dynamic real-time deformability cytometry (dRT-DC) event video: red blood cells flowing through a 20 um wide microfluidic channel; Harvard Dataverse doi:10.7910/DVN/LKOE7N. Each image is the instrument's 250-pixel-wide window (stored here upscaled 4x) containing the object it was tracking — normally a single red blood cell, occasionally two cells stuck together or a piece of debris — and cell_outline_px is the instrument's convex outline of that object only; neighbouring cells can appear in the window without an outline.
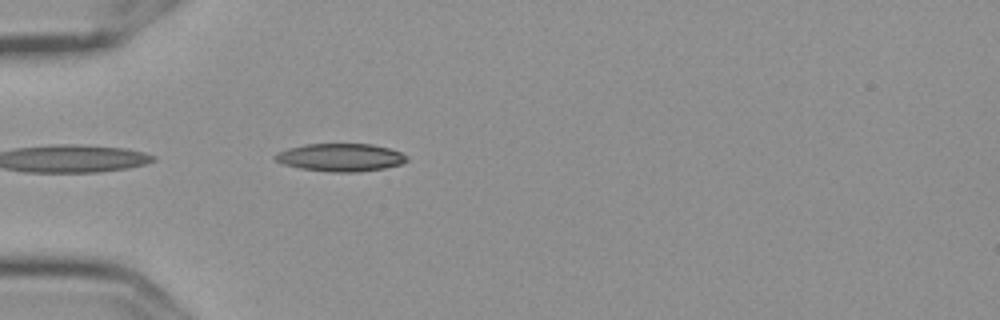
{"species": "Egyptian fruit bat (a non-hibernating species)", "species_latin": "Rousettus aegyptiacus", "temperature_condition": "cold", "stored_images_in_passage": 5, "camera_frame_rate_fps": 3000, "um_per_image_px": 0.085, "frame": {"image": 1, "passage_image": 5, "time_ms": 1.333, "image_size_px": [1000, 320], "cell_outline_px": [[408, 160], [400, 164], [384, 168], [360, 172], [328, 172], [300, 168], [284, 164], [276, 160], [272, 156], [276, 152], [288, 148], [304, 144], [372, 144], [388, 148], [400, 152], [408, 156]], "centroid_in_image_um": [28.93, 13.38], "position_along_channel_um": 56.1, "area_um2": 21.44}}